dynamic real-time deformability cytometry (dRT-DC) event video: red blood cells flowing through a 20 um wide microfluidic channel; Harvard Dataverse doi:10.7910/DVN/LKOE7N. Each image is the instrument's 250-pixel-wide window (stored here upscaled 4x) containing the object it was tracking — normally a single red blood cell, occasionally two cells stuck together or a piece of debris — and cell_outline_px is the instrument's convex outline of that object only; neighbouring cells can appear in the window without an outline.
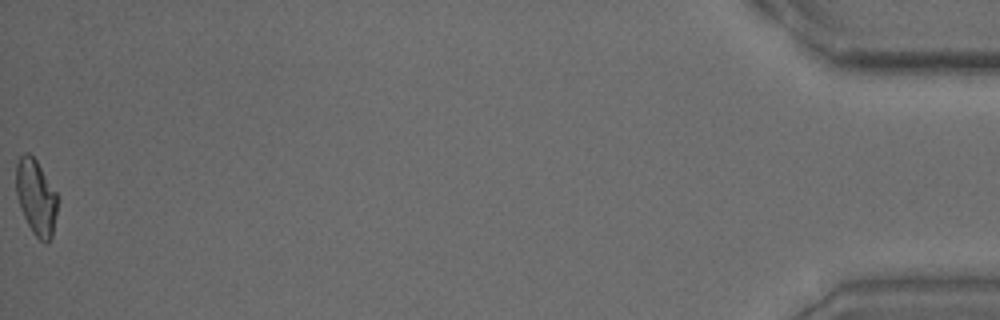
{"species": "common noctule bat (a hibernating species)", "species_latin": "Nyctalus noctula", "temperature_condition": "warm", "stored_images_in_passage": 40, "camera_frame_rate_fps": 3000, "um_per_image_px": 0.085, "animal": {"sex": "male", "body_mass_g": 15.6}, "frame": {"image": 1, "passage_image": 40, "time_ms": 13.0, "image_size_px": [1000, 320], "cell_outline_px": [[60, 196], [52, 236], [48, 244], [44, 244], [32, 232], [20, 208], [16, 192], [16, 164], [20, 156], [24, 152], [28, 152], [36, 160]], "centroid_in_image_um": [3.1, 16.78], "position_along_channel_um": 432.1, "area_um2": 18.61}, "authors_computed_cell_mechanics": {"area_um2": 18.8139, "velocity_mm_per_s": 3.7641, "shape_relaxation_time_tau1_ms": 5.8204, "shape_relaxation_time_tau2_ms": 2.1988, "deformation_change_tau1": 0.1832, "deformation_change_tau2": 0.1093}}